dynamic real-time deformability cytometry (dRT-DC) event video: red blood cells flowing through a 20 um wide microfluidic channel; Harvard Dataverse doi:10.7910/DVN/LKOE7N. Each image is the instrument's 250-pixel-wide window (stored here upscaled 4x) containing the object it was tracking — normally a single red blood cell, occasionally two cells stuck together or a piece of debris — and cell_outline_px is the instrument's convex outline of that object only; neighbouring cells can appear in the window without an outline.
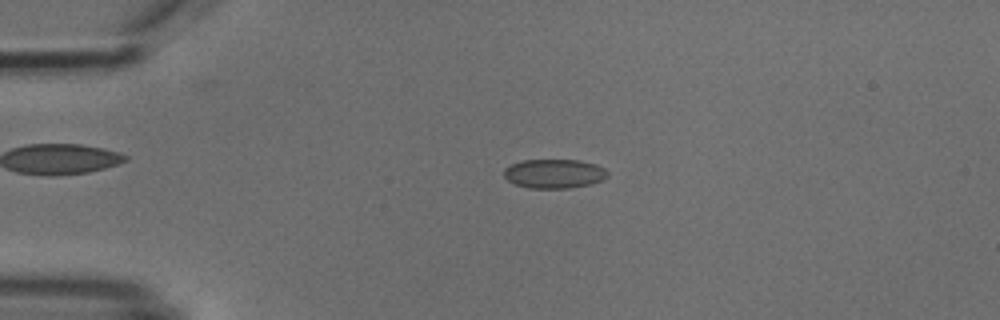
{"species": "common noctule bat (a hibernating species)", "species_latin": "Nyctalus noctula", "temperature_condition": "cold", "stored_images_in_passage": 5, "camera_frame_rate_fps": 3000, "um_per_image_px": 0.085, "animal": {"sex": "male", "body_mass_g": 18.8}, "frame": {"image": 1, "passage_image": 5, "time_ms": 4.667, "image_size_px": [1000, 320], "cell_outline_px": [[608, 176], [604, 180], [592, 184], [568, 188], [528, 188], [516, 184], [508, 180], [504, 176], [504, 168], [520, 160], [580, 160], [596, 164], [604, 168], [608, 172]], "centroid_in_image_um": [47.13, 14.76], "position_along_channel_um": 37.9, "area_um2": 17.74}}